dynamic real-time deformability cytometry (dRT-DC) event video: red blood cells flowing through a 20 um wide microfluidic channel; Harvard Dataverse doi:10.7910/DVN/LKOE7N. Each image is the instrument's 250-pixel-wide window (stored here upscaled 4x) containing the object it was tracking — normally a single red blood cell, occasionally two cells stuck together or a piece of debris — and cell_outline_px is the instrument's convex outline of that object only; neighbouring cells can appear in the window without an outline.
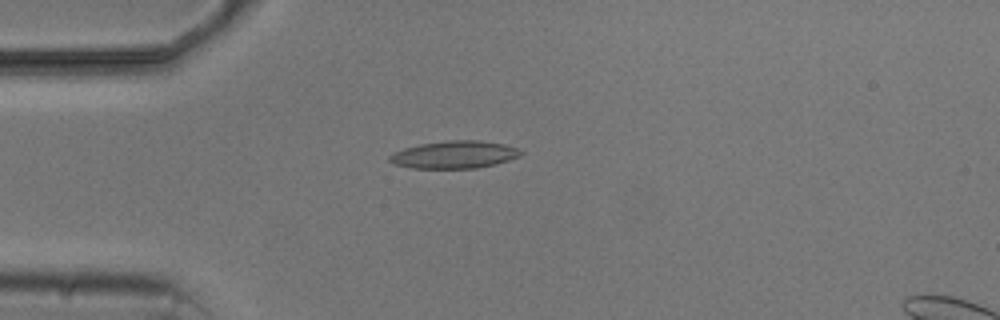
{"species": "common noctule bat (a hibernating species)", "species_latin": "Nyctalus noctula", "temperature_condition": "cold", "stored_images_in_passage": 1, "camera_frame_rate_fps": 3000, "um_per_image_px": 0.085, "animal": {"sex": "male", "body_mass_g": 20.5, "forearm_length_mm": 52.5}, "frame": {"image": 1, "passage_image": 1, "time_ms": 0.0, "image_size_px": [1000, 320], "cell_outline_px": [[524, 152], [520, 156], [496, 164], [476, 168], [412, 168], [392, 164], [388, 160], [388, 156], [404, 148], [420, 144], [448, 140], [480, 140], [504, 144], [516, 148]], "centroid_in_image_um": [38.61, 13.14], "position_along_channel_um": 46.4, "area_um2": 21.04}}